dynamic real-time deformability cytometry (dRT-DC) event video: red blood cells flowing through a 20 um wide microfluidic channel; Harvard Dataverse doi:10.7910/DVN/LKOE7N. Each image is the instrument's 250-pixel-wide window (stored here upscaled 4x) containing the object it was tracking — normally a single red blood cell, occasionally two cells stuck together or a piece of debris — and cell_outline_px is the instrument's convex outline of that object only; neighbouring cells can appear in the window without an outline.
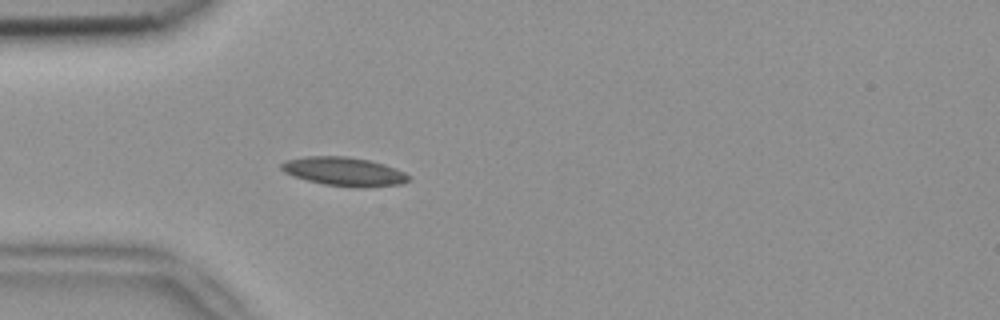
{"species": "common noctule bat (a hibernating species)", "species_latin": "Nyctalus noctula", "temperature_condition": "room temperature", "stored_images_in_passage": 4, "camera_frame_rate_fps": 3000, "um_per_image_px": 0.085, "animal": {"sex": "female", "body_mass_g": 18.4}, "frame": {"image": 1, "passage_image": 4, "time_ms": 1.0, "image_size_px": [1000, 320], "cell_outline_px": [[412, 176], [408, 180], [400, 184], [364, 188], [352, 188], [324, 184], [292, 176], [284, 172], [280, 168], [280, 164], [284, 160], [304, 156], [348, 156], [368, 160], [384, 164], [396, 168]], "centroid_in_image_um": [29.23, 14.58], "position_along_channel_um": 55.8, "area_um2": 21.62}}